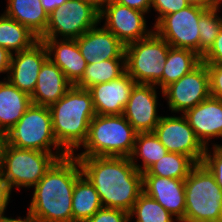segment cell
<instances>
[{"instance_id": "cell-1", "label": "cell", "mask_w": 222, "mask_h": 222, "mask_svg": "<svg viewBox=\"0 0 222 222\" xmlns=\"http://www.w3.org/2000/svg\"><path fill=\"white\" fill-rule=\"evenodd\" d=\"M82 174L95 187L101 204L130 212L143 192V175L129 157H76Z\"/></svg>"}, {"instance_id": "cell-2", "label": "cell", "mask_w": 222, "mask_h": 222, "mask_svg": "<svg viewBox=\"0 0 222 222\" xmlns=\"http://www.w3.org/2000/svg\"><path fill=\"white\" fill-rule=\"evenodd\" d=\"M82 175L74 155L57 159L34 186L28 213L38 222H73L72 195Z\"/></svg>"}, {"instance_id": "cell-3", "label": "cell", "mask_w": 222, "mask_h": 222, "mask_svg": "<svg viewBox=\"0 0 222 222\" xmlns=\"http://www.w3.org/2000/svg\"><path fill=\"white\" fill-rule=\"evenodd\" d=\"M49 109L57 143L68 155H73L74 149L85 142L91 120L96 115L91 93L73 85Z\"/></svg>"}, {"instance_id": "cell-4", "label": "cell", "mask_w": 222, "mask_h": 222, "mask_svg": "<svg viewBox=\"0 0 222 222\" xmlns=\"http://www.w3.org/2000/svg\"><path fill=\"white\" fill-rule=\"evenodd\" d=\"M137 132L123 115H95L88 128L84 152L75 157H130Z\"/></svg>"}, {"instance_id": "cell-5", "label": "cell", "mask_w": 222, "mask_h": 222, "mask_svg": "<svg viewBox=\"0 0 222 222\" xmlns=\"http://www.w3.org/2000/svg\"><path fill=\"white\" fill-rule=\"evenodd\" d=\"M184 186L185 216L180 222H222V188L202 163L191 169Z\"/></svg>"}, {"instance_id": "cell-6", "label": "cell", "mask_w": 222, "mask_h": 222, "mask_svg": "<svg viewBox=\"0 0 222 222\" xmlns=\"http://www.w3.org/2000/svg\"><path fill=\"white\" fill-rule=\"evenodd\" d=\"M170 44L153 32L149 37L125 46L126 72L138 84L161 87Z\"/></svg>"}, {"instance_id": "cell-7", "label": "cell", "mask_w": 222, "mask_h": 222, "mask_svg": "<svg viewBox=\"0 0 222 222\" xmlns=\"http://www.w3.org/2000/svg\"><path fill=\"white\" fill-rule=\"evenodd\" d=\"M7 144L20 149L66 153L53 133L51 112L48 106L31 104L20 120L6 133ZM53 146V147H52Z\"/></svg>"}, {"instance_id": "cell-8", "label": "cell", "mask_w": 222, "mask_h": 222, "mask_svg": "<svg viewBox=\"0 0 222 222\" xmlns=\"http://www.w3.org/2000/svg\"><path fill=\"white\" fill-rule=\"evenodd\" d=\"M67 153H50L32 149H20L6 144L3 152L2 172L11 189L15 186L34 187L47 170Z\"/></svg>"}, {"instance_id": "cell-9", "label": "cell", "mask_w": 222, "mask_h": 222, "mask_svg": "<svg viewBox=\"0 0 222 222\" xmlns=\"http://www.w3.org/2000/svg\"><path fill=\"white\" fill-rule=\"evenodd\" d=\"M101 22L100 11L82 0H67L48 14L45 33L40 38L77 39Z\"/></svg>"}, {"instance_id": "cell-10", "label": "cell", "mask_w": 222, "mask_h": 222, "mask_svg": "<svg viewBox=\"0 0 222 222\" xmlns=\"http://www.w3.org/2000/svg\"><path fill=\"white\" fill-rule=\"evenodd\" d=\"M206 8L189 5L154 23V32L173 48L190 49L199 54L198 21Z\"/></svg>"}, {"instance_id": "cell-11", "label": "cell", "mask_w": 222, "mask_h": 222, "mask_svg": "<svg viewBox=\"0 0 222 222\" xmlns=\"http://www.w3.org/2000/svg\"><path fill=\"white\" fill-rule=\"evenodd\" d=\"M154 133L168 152L186 155L195 164L202 163L206 147L183 114L179 117L162 116Z\"/></svg>"}, {"instance_id": "cell-12", "label": "cell", "mask_w": 222, "mask_h": 222, "mask_svg": "<svg viewBox=\"0 0 222 222\" xmlns=\"http://www.w3.org/2000/svg\"><path fill=\"white\" fill-rule=\"evenodd\" d=\"M171 112L183 114L210 96L209 72L201 62L190 73L171 83L162 91Z\"/></svg>"}, {"instance_id": "cell-13", "label": "cell", "mask_w": 222, "mask_h": 222, "mask_svg": "<svg viewBox=\"0 0 222 222\" xmlns=\"http://www.w3.org/2000/svg\"><path fill=\"white\" fill-rule=\"evenodd\" d=\"M145 12L109 0L100 11V20L106 19L104 27L125 46L149 37L154 29L146 28Z\"/></svg>"}, {"instance_id": "cell-14", "label": "cell", "mask_w": 222, "mask_h": 222, "mask_svg": "<svg viewBox=\"0 0 222 222\" xmlns=\"http://www.w3.org/2000/svg\"><path fill=\"white\" fill-rule=\"evenodd\" d=\"M157 86L136 83L123 112V116L137 133L154 132L162 116L157 114Z\"/></svg>"}, {"instance_id": "cell-15", "label": "cell", "mask_w": 222, "mask_h": 222, "mask_svg": "<svg viewBox=\"0 0 222 222\" xmlns=\"http://www.w3.org/2000/svg\"><path fill=\"white\" fill-rule=\"evenodd\" d=\"M48 58L47 47L40 39L30 48L13 53L9 75H7L8 80L19 90L31 96L37 83L39 71Z\"/></svg>"}, {"instance_id": "cell-16", "label": "cell", "mask_w": 222, "mask_h": 222, "mask_svg": "<svg viewBox=\"0 0 222 222\" xmlns=\"http://www.w3.org/2000/svg\"><path fill=\"white\" fill-rule=\"evenodd\" d=\"M136 82L125 72L110 82L99 83L88 89L96 115H123Z\"/></svg>"}, {"instance_id": "cell-17", "label": "cell", "mask_w": 222, "mask_h": 222, "mask_svg": "<svg viewBox=\"0 0 222 222\" xmlns=\"http://www.w3.org/2000/svg\"><path fill=\"white\" fill-rule=\"evenodd\" d=\"M76 41L87 64L108 59H126L125 45L104 26L89 29Z\"/></svg>"}, {"instance_id": "cell-18", "label": "cell", "mask_w": 222, "mask_h": 222, "mask_svg": "<svg viewBox=\"0 0 222 222\" xmlns=\"http://www.w3.org/2000/svg\"><path fill=\"white\" fill-rule=\"evenodd\" d=\"M185 179L143 175V192L180 222L185 216Z\"/></svg>"}, {"instance_id": "cell-19", "label": "cell", "mask_w": 222, "mask_h": 222, "mask_svg": "<svg viewBox=\"0 0 222 222\" xmlns=\"http://www.w3.org/2000/svg\"><path fill=\"white\" fill-rule=\"evenodd\" d=\"M183 115L205 147L213 137H222L221 99L209 96Z\"/></svg>"}, {"instance_id": "cell-20", "label": "cell", "mask_w": 222, "mask_h": 222, "mask_svg": "<svg viewBox=\"0 0 222 222\" xmlns=\"http://www.w3.org/2000/svg\"><path fill=\"white\" fill-rule=\"evenodd\" d=\"M48 50L49 59L75 85L83 76L87 62L81 55L76 39L39 38Z\"/></svg>"}, {"instance_id": "cell-21", "label": "cell", "mask_w": 222, "mask_h": 222, "mask_svg": "<svg viewBox=\"0 0 222 222\" xmlns=\"http://www.w3.org/2000/svg\"><path fill=\"white\" fill-rule=\"evenodd\" d=\"M72 86L62 70L48 58L39 71L31 102L49 107L62 98Z\"/></svg>"}, {"instance_id": "cell-22", "label": "cell", "mask_w": 222, "mask_h": 222, "mask_svg": "<svg viewBox=\"0 0 222 222\" xmlns=\"http://www.w3.org/2000/svg\"><path fill=\"white\" fill-rule=\"evenodd\" d=\"M4 80L0 81V131L7 133L32 102L29 94L19 90L7 78Z\"/></svg>"}, {"instance_id": "cell-23", "label": "cell", "mask_w": 222, "mask_h": 222, "mask_svg": "<svg viewBox=\"0 0 222 222\" xmlns=\"http://www.w3.org/2000/svg\"><path fill=\"white\" fill-rule=\"evenodd\" d=\"M4 14L27 27L40 38L46 31L48 13L41 0H7Z\"/></svg>"}, {"instance_id": "cell-24", "label": "cell", "mask_w": 222, "mask_h": 222, "mask_svg": "<svg viewBox=\"0 0 222 222\" xmlns=\"http://www.w3.org/2000/svg\"><path fill=\"white\" fill-rule=\"evenodd\" d=\"M102 207L95 187L82 175L76 181L72 195L73 222H86Z\"/></svg>"}, {"instance_id": "cell-25", "label": "cell", "mask_w": 222, "mask_h": 222, "mask_svg": "<svg viewBox=\"0 0 222 222\" xmlns=\"http://www.w3.org/2000/svg\"><path fill=\"white\" fill-rule=\"evenodd\" d=\"M201 62V56L193 50L170 47L162 74V90L190 73Z\"/></svg>"}, {"instance_id": "cell-26", "label": "cell", "mask_w": 222, "mask_h": 222, "mask_svg": "<svg viewBox=\"0 0 222 222\" xmlns=\"http://www.w3.org/2000/svg\"><path fill=\"white\" fill-rule=\"evenodd\" d=\"M39 38L16 20L0 16V46L11 54L30 48Z\"/></svg>"}, {"instance_id": "cell-27", "label": "cell", "mask_w": 222, "mask_h": 222, "mask_svg": "<svg viewBox=\"0 0 222 222\" xmlns=\"http://www.w3.org/2000/svg\"><path fill=\"white\" fill-rule=\"evenodd\" d=\"M126 72V59H108L98 63L87 64L82 78L76 87L89 89L99 84L117 79Z\"/></svg>"}, {"instance_id": "cell-28", "label": "cell", "mask_w": 222, "mask_h": 222, "mask_svg": "<svg viewBox=\"0 0 222 222\" xmlns=\"http://www.w3.org/2000/svg\"><path fill=\"white\" fill-rule=\"evenodd\" d=\"M167 153L168 150L163 146L154 132L138 133L133 152L129 158L136 169L144 173ZM136 156L142 158V166L136 164Z\"/></svg>"}, {"instance_id": "cell-29", "label": "cell", "mask_w": 222, "mask_h": 222, "mask_svg": "<svg viewBox=\"0 0 222 222\" xmlns=\"http://www.w3.org/2000/svg\"><path fill=\"white\" fill-rule=\"evenodd\" d=\"M196 164L186 155L168 152L142 175L185 179Z\"/></svg>"}, {"instance_id": "cell-30", "label": "cell", "mask_w": 222, "mask_h": 222, "mask_svg": "<svg viewBox=\"0 0 222 222\" xmlns=\"http://www.w3.org/2000/svg\"><path fill=\"white\" fill-rule=\"evenodd\" d=\"M130 219L136 216V222H174V216L160 203L142 192L129 212ZM133 217V218H132Z\"/></svg>"}, {"instance_id": "cell-31", "label": "cell", "mask_w": 222, "mask_h": 222, "mask_svg": "<svg viewBox=\"0 0 222 222\" xmlns=\"http://www.w3.org/2000/svg\"><path fill=\"white\" fill-rule=\"evenodd\" d=\"M218 11L207 9L199 18V55L202 57L212 46L222 27V17Z\"/></svg>"}, {"instance_id": "cell-32", "label": "cell", "mask_w": 222, "mask_h": 222, "mask_svg": "<svg viewBox=\"0 0 222 222\" xmlns=\"http://www.w3.org/2000/svg\"><path fill=\"white\" fill-rule=\"evenodd\" d=\"M213 153L206 147L202 164L212 173L215 181L222 188V148L219 144L213 145Z\"/></svg>"}, {"instance_id": "cell-33", "label": "cell", "mask_w": 222, "mask_h": 222, "mask_svg": "<svg viewBox=\"0 0 222 222\" xmlns=\"http://www.w3.org/2000/svg\"><path fill=\"white\" fill-rule=\"evenodd\" d=\"M86 222H130V215L122 209L102 207Z\"/></svg>"}, {"instance_id": "cell-34", "label": "cell", "mask_w": 222, "mask_h": 222, "mask_svg": "<svg viewBox=\"0 0 222 222\" xmlns=\"http://www.w3.org/2000/svg\"><path fill=\"white\" fill-rule=\"evenodd\" d=\"M190 4L186 0H151V8L158 12L157 23L163 16L176 13Z\"/></svg>"}, {"instance_id": "cell-35", "label": "cell", "mask_w": 222, "mask_h": 222, "mask_svg": "<svg viewBox=\"0 0 222 222\" xmlns=\"http://www.w3.org/2000/svg\"><path fill=\"white\" fill-rule=\"evenodd\" d=\"M209 72L210 96L222 100V64H206Z\"/></svg>"}, {"instance_id": "cell-36", "label": "cell", "mask_w": 222, "mask_h": 222, "mask_svg": "<svg viewBox=\"0 0 222 222\" xmlns=\"http://www.w3.org/2000/svg\"><path fill=\"white\" fill-rule=\"evenodd\" d=\"M205 64H222V27L210 49L201 57Z\"/></svg>"}, {"instance_id": "cell-37", "label": "cell", "mask_w": 222, "mask_h": 222, "mask_svg": "<svg viewBox=\"0 0 222 222\" xmlns=\"http://www.w3.org/2000/svg\"><path fill=\"white\" fill-rule=\"evenodd\" d=\"M11 191L12 189L4 177L2 169H0V217L5 215L4 212L8 205V201H10Z\"/></svg>"}, {"instance_id": "cell-38", "label": "cell", "mask_w": 222, "mask_h": 222, "mask_svg": "<svg viewBox=\"0 0 222 222\" xmlns=\"http://www.w3.org/2000/svg\"><path fill=\"white\" fill-rule=\"evenodd\" d=\"M121 5L148 13L151 10V0H113Z\"/></svg>"}, {"instance_id": "cell-39", "label": "cell", "mask_w": 222, "mask_h": 222, "mask_svg": "<svg viewBox=\"0 0 222 222\" xmlns=\"http://www.w3.org/2000/svg\"><path fill=\"white\" fill-rule=\"evenodd\" d=\"M12 54L0 46V73H9Z\"/></svg>"}, {"instance_id": "cell-40", "label": "cell", "mask_w": 222, "mask_h": 222, "mask_svg": "<svg viewBox=\"0 0 222 222\" xmlns=\"http://www.w3.org/2000/svg\"><path fill=\"white\" fill-rule=\"evenodd\" d=\"M67 0H41L44 10L50 14L56 8L62 7Z\"/></svg>"}, {"instance_id": "cell-41", "label": "cell", "mask_w": 222, "mask_h": 222, "mask_svg": "<svg viewBox=\"0 0 222 222\" xmlns=\"http://www.w3.org/2000/svg\"><path fill=\"white\" fill-rule=\"evenodd\" d=\"M0 222H38V221L28 213L26 218L24 219L20 217L14 219L3 215L0 217Z\"/></svg>"}, {"instance_id": "cell-42", "label": "cell", "mask_w": 222, "mask_h": 222, "mask_svg": "<svg viewBox=\"0 0 222 222\" xmlns=\"http://www.w3.org/2000/svg\"><path fill=\"white\" fill-rule=\"evenodd\" d=\"M6 144H7L6 133L3 131H0V169L2 168L3 152H4Z\"/></svg>"}, {"instance_id": "cell-43", "label": "cell", "mask_w": 222, "mask_h": 222, "mask_svg": "<svg viewBox=\"0 0 222 222\" xmlns=\"http://www.w3.org/2000/svg\"><path fill=\"white\" fill-rule=\"evenodd\" d=\"M190 5L200 6L210 9V0H186Z\"/></svg>"}, {"instance_id": "cell-44", "label": "cell", "mask_w": 222, "mask_h": 222, "mask_svg": "<svg viewBox=\"0 0 222 222\" xmlns=\"http://www.w3.org/2000/svg\"><path fill=\"white\" fill-rule=\"evenodd\" d=\"M84 2L90 3L91 5L95 6L99 11L103 8V6L109 1V0H82Z\"/></svg>"}, {"instance_id": "cell-45", "label": "cell", "mask_w": 222, "mask_h": 222, "mask_svg": "<svg viewBox=\"0 0 222 222\" xmlns=\"http://www.w3.org/2000/svg\"><path fill=\"white\" fill-rule=\"evenodd\" d=\"M221 3H222V0H210V9H214L219 12Z\"/></svg>"}]
</instances>
